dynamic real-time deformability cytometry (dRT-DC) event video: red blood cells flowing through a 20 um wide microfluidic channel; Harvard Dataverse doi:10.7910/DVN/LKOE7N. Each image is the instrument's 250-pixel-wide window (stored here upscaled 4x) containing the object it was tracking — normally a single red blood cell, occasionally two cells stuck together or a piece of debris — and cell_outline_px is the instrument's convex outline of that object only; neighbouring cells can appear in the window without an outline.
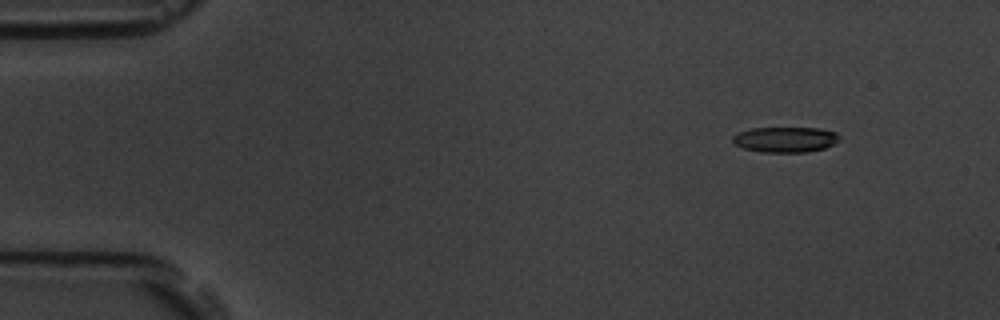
{"species": "common noctule bat (a hibernating species)", "species_latin": "Nyctalus noctula", "temperature_condition": "room temperature", "stored_images_in_passage": 7, "camera_frame_rate_fps": 3000, "um_per_image_px": 0.085, "animal": {"sex": "male", "body_mass_g": 19.5, "forearm_length_mm": 54.6}, "frame": {"image": 1, "passage_image": 2, "time_ms": 1.333, "image_size_px": [1000, 320], "cell_outline_px": [[840, 140], [824, 148], [808, 152], [760, 152], [744, 148], [736, 144], [732, 140], [732, 136], [740, 132], [752, 128], [820, 128], [836, 132], [840, 136]], "centroid_in_image_um": [66.78, 11.86], "position_along_channel_um": 18.2, "area_um2": 15.78}}
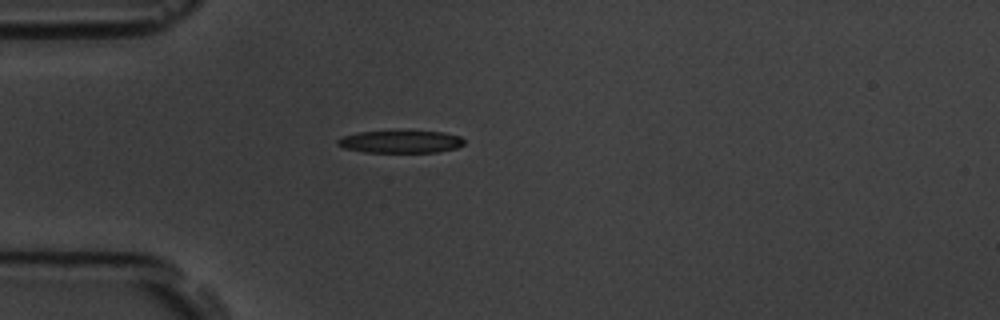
{"frame": {"image": 2, "passage_image": 5, "time_ms": 4.667, "image_size_px": [1000, 320], "cell_outline_px": [[464, 144], [456, 148], [436, 152], [364, 152], [344, 148], [336, 144], [336, 140], [344, 136], [360, 132], [444, 132], [460, 136], [464, 140]], "centroid_in_image_um": [34.05, 12.06], "position_along_channel_um": 51.0, "area_um2": 16.24}}
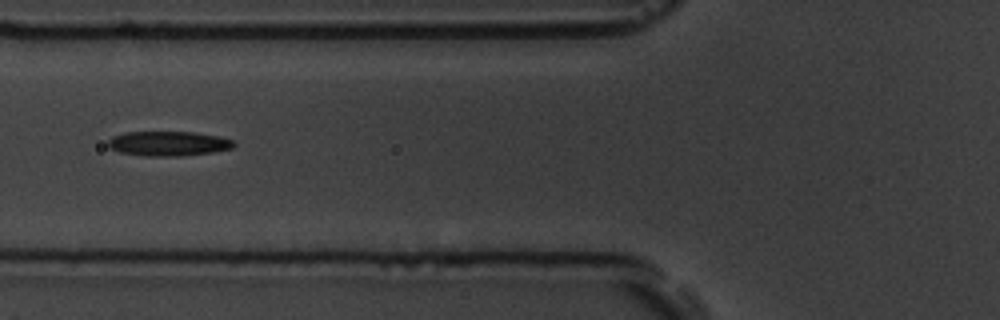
{"frame": {"image": 3, "passage_image": 7, "time_ms": 6.667, "image_size_px": [1000, 320], "cell_outline_px": [[236, 144], [232, 148], [212, 152], [180, 156], [148, 156], [120, 152], [108, 148], [108, 140], [112, 136], [124, 132], [196, 132], [220, 136], [232, 140]], "centroid_in_image_um": [14.3, 12.19], "position_along_channel_um": 111.5, "area_um2": 18.15}}